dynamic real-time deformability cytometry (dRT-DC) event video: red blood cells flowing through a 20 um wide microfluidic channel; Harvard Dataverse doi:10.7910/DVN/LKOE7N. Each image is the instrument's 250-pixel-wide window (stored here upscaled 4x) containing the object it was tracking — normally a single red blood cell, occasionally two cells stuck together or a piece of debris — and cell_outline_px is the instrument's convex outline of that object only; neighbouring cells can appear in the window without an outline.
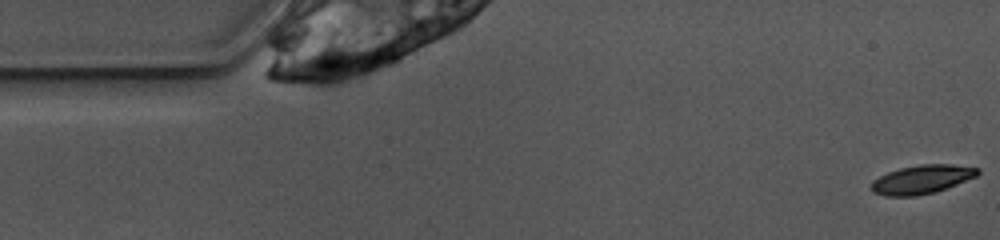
{"species": "common noctule bat (a hibernating species)", "species_latin": "Nyctalus noctula", "temperature_condition": "warm", "stored_images_in_passage": 6, "camera_frame_rate_fps": 3000, "um_per_image_px": 0.085, "animal": {"sex": "female", "body_mass_g": 10.0, "forearm_length_mm": 53.1}, "frame": {"image": 1, "passage_image": 1, "time_ms": 0.0, "image_size_px": [1000, 240], "cell_outline_px": [[980, 172], [976, 176], [936, 192], [916, 196], [884, 196], [872, 192], [872, 184], [880, 176], [888, 172], [900, 168], [920, 164], [952, 164], [980, 168]], "centroid_in_image_um": [78.38, 15.25], "position_along_channel_um": 6.6, "area_um2": 17.69}}